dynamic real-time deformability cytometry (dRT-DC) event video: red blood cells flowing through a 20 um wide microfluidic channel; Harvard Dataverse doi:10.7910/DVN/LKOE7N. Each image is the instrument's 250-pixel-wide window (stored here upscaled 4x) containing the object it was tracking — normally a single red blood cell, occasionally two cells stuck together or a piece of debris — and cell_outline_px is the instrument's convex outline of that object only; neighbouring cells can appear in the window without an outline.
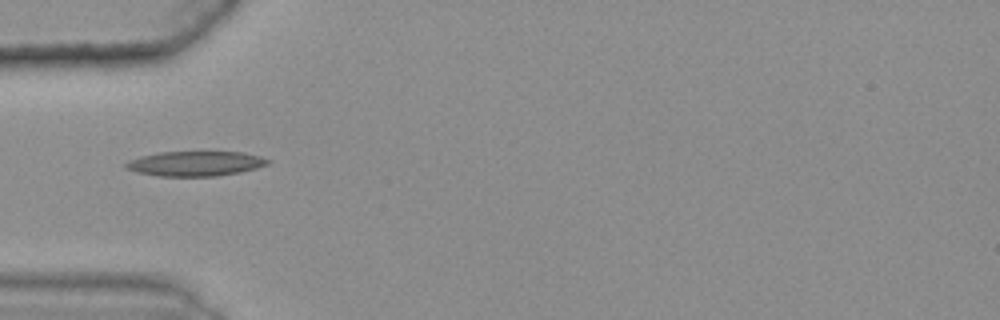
{"species": "common noctule bat (a hibernating species)", "species_latin": "Nyctalus noctula", "temperature_condition": "warm", "stored_images_in_passage": 32, "camera_frame_rate_fps": 3000, "um_per_image_px": 0.085, "animal": {"sex": "female", "body_mass_g": 25.1}, "frame": {"image": 1, "passage_image": 1, "time_ms": 0.0, "image_size_px": [1000, 320], "cell_outline_px": [[272, 160], [268, 164], [256, 168], [240, 172], [216, 176], [156, 176], [136, 172], [124, 168], [124, 164], [128, 160], [140, 156], [160, 152], [244, 152], [260, 156]], "centroid_in_image_um": [16.58, 13.9], "position_along_channel_um": 68.4, "area_um2": 20.69}}
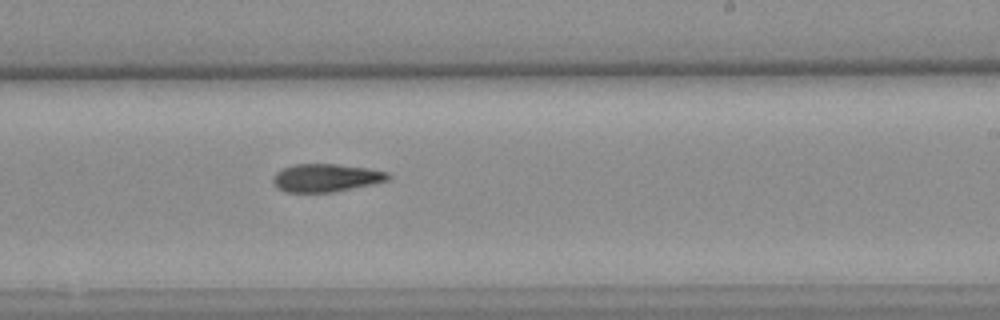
{"frame": {"image": 2, "passage_image": 17, "time_ms": 5.333, "image_size_px": [1000, 320], "cell_outline_px": [[392, 176], [388, 180], [372, 184], [332, 192], [284, 192], [276, 188], [272, 184], [272, 176], [276, 172], [284, 168], [296, 164], [336, 164], [368, 168], [388, 172]], "centroid_in_image_um": [27.67, 15.12], "position_along_channel_um": 261.3, "area_um2": 18.84}}
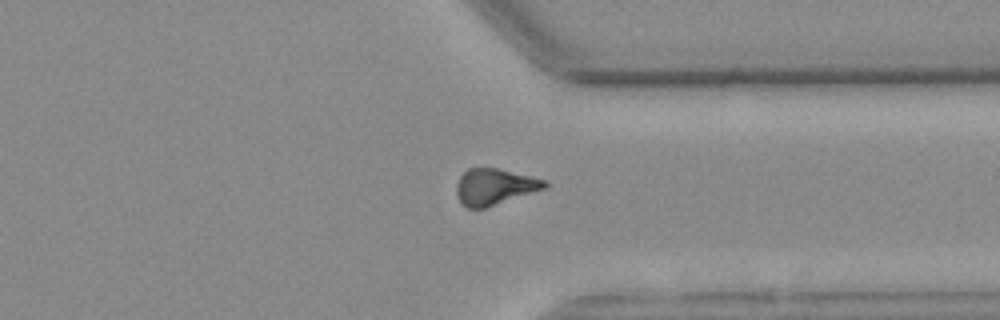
{"frame": {"image": 3, "passage_image": 26, "time_ms": 8.333, "image_size_px": [1000, 320], "cell_outline_px": [[548, 184], [544, 188], [484, 208], [464, 208], [460, 204], [456, 196], [456, 184], [460, 176], [468, 168], [496, 168], [544, 180]], "centroid_in_image_um": [41.93, 15.88], "position_along_channel_um": 369.5, "area_um2": 18.26}}